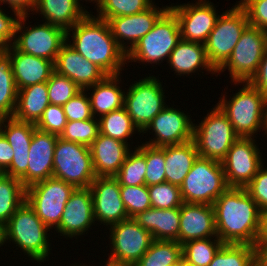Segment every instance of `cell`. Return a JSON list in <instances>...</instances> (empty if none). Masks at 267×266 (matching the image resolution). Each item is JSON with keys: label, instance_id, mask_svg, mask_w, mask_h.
I'll return each instance as SVG.
<instances>
[{"label": "cell", "instance_id": "6da1fadb", "mask_svg": "<svg viewBox=\"0 0 267 266\" xmlns=\"http://www.w3.org/2000/svg\"><path fill=\"white\" fill-rule=\"evenodd\" d=\"M213 208L216 232L224 244L257 245L260 209L245 188L229 187Z\"/></svg>", "mask_w": 267, "mask_h": 266}, {"label": "cell", "instance_id": "7a4b0ae2", "mask_svg": "<svg viewBox=\"0 0 267 266\" xmlns=\"http://www.w3.org/2000/svg\"><path fill=\"white\" fill-rule=\"evenodd\" d=\"M71 36L72 44L69 41ZM66 41L107 76L120 75L122 67L127 64L126 53L117 45L108 21L90 13L66 32Z\"/></svg>", "mask_w": 267, "mask_h": 266}, {"label": "cell", "instance_id": "3957f363", "mask_svg": "<svg viewBox=\"0 0 267 266\" xmlns=\"http://www.w3.org/2000/svg\"><path fill=\"white\" fill-rule=\"evenodd\" d=\"M239 83H244V87L233 94L231 100L222 95L216 105L240 137H256L254 134L264 129L267 97L249 82H234L235 86Z\"/></svg>", "mask_w": 267, "mask_h": 266}, {"label": "cell", "instance_id": "277c9868", "mask_svg": "<svg viewBox=\"0 0 267 266\" xmlns=\"http://www.w3.org/2000/svg\"><path fill=\"white\" fill-rule=\"evenodd\" d=\"M50 229L25 201L4 225V242L12 241L32 260L44 262L50 254Z\"/></svg>", "mask_w": 267, "mask_h": 266}, {"label": "cell", "instance_id": "5b68a950", "mask_svg": "<svg viewBox=\"0 0 267 266\" xmlns=\"http://www.w3.org/2000/svg\"><path fill=\"white\" fill-rule=\"evenodd\" d=\"M181 40L179 22L168 9L136 45L126 54V62H142L156 65L168 61L170 53ZM161 61V62H160Z\"/></svg>", "mask_w": 267, "mask_h": 266}, {"label": "cell", "instance_id": "8992f818", "mask_svg": "<svg viewBox=\"0 0 267 266\" xmlns=\"http://www.w3.org/2000/svg\"><path fill=\"white\" fill-rule=\"evenodd\" d=\"M179 188L184 203L213 205L229 186L221 162L198 156Z\"/></svg>", "mask_w": 267, "mask_h": 266}, {"label": "cell", "instance_id": "52a82bcc", "mask_svg": "<svg viewBox=\"0 0 267 266\" xmlns=\"http://www.w3.org/2000/svg\"><path fill=\"white\" fill-rule=\"evenodd\" d=\"M214 106L199 125L194 124L193 140L199 156L221 162L240 136L227 116Z\"/></svg>", "mask_w": 267, "mask_h": 266}, {"label": "cell", "instance_id": "ba28073f", "mask_svg": "<svg viewBox=\"0 0 267 266\" xmlns=\"http://www.w3.org/2000/svg\"><path fill=\"white\" fill-rule=\"evenodd\" d=\"M223 12L205 42L210 64L218 71L231 56L245 28L249 25L245 10L239 5Z\"/></svg>", "mask_w": 267, "mask_h": 266}, {"label": "cell", "instance_id": "9c48e42d", "mask_svg": "<svg viewBox=\"0 0 267 266\" xmlns=\"http://www.w3.org/2000/svg\"><path fill=\"white\" fill-rule=\"evenodd\" d=\"M53 177L76 188H88L97 177L94 172L90 148L58 137L54 150Z\"/></svg>", "mask_w": 267, "mask_h": 266}, {"label": "cell", "instance_id": "30bf717a", "mask_svg": "<svg viewBox=\"0 0 267 266\" xmlns=\"http://www.w3.org/2000/svg\"><path fill=\"white\" fill-rule=\"evenodd\" d=\"M75 189L74 185L52 176L26 188V202L49 229H55Z\"/></svg>", "mask_w": 267, "mask_h": 266}, {"label": "cell", "instance_id": "8fae6325", "mask_svg": "<svg viewBox=\"0 0 267 266\" xmlns=\"http://www.w3.org/2000/svg\"><path fill=\"white\" fill-rule=\"evenodd\" d=\"M111 232V253L106 263L116 266H133L154 241L152 234L128 218L108 227Z\"/></svg>", "mask_w": 267, "mask_h": 266}, {"label": "cell", "instance_id": "7c38bea8", "mask_svg": "<svg viewBox=\"0 0 267 266\" xmlns=\"http://www.w3.org/2000/svg\"><path fill=\"white\" fill-rule=\"evenodd\" d=\"M27 17L29 16H19L11 45L18 51L55 63L61 46L66 42V32L45 22L37 26L25 27ZM18 33L20 35H17Z\"/></svg>", "mask_w": 267, "mask_h": 266}, {"label": "cell", "instance_id": "4fadbf2b", "mask_svg": "<svg viewBox=\"0 0 267 266\" xmlns=\"http://www.w3.org/2000/svg\"><path fill=\"white\" fill-rule=\"evenodd\" d=\"M267 47V31L248 25L226 63L217 71L228 69L232 82H248L256 73Z\"/></svg>", "mask_w": 267, "mask_h": 266}, {"label": "cell", "instance_id": "5bb4252c", "mask_svg": "<svg viewBox=\"0 0 267 266\" xmlns=\"http://www.w3.org/2000/svg\"><path fill=\"white\" fill-rule=\"evenodd\" d=\"M135 82L125 93L124 108L142 133L152 119L168 105L159 79L149 75Z\"/></svg>", "mask_w": 267, "mask_h": 266}, {"label": "cell", "instance_id": "9a60e30c", "mask_svg": "<svg viewBox=\"0 0 267 266\" xmlns=\"http://www.w3.org/2000/svg\"><path fill=\"white\" fill-rule=\"evenodd\" d=\"M254 137H239L221 161L227 185L245 188L264 164Z\"/></svg>", "mask_w": 267, "mask_h": 266}, {"label": "cell", "instance_id": "2e32d148", "mask_svg": "<svg viewBox=\"0 0 267 266\" xmlns=\"http://www.w3.org/2000/svg\"><path fill=\"white\" fill-rule=\"evenodd\" d=\"M180 27L181 39L205 44L220 15L212 2L197 0L196 3L170 5Z\"/></svg>", "mask_w": 267, "mask_h": 266}, {"label": "cell", "instance_id": "e0dca14e", "mask_svg": "<svg viewBox=\"0 0 267 266\" xmlns=\"http://www.w3.org/2000/svg\"><path fill=\"white\" fill-rule=\"evenodd\" d=\"M179 109L166 106L142 132H154L155 138L146 141V144L155 147H164L186 143L193 139L194 123Z\"/></svg>", "mask_w": 267, "mask_h": 266}, {"label": "cell", "instance_id": "ac0fdd59", "mask_svg": "<svg viewBox=\"0 0 267 266\" xmlns=\"http://www.w3.org/2000/svg\"><path fill=\"white\" fill-rule=\"evenodd\" d=\"M89 188L95 221L110 227L129 218L121 199L120 184L114 177H96Z\"/></svg>", "mask_w": 267, "mask_h": 266}, {"label": "cell", "instance_id": "d6986e66", "mask_svg": "<svg viewBox=\"0 0 267 266\" xmlns=\"http://www.w3.org/2000/svg\"><path fill=\"white\" fill-rule=\"evenodd\" d=\"M159 8V6L153 3L149 8L140 13L113 17L108 20L117 45L126 54L153 28L157 20L169 9V6Z\"/></svg>", "mask_w": 267, "mask_h": 266}, {"label": "cell", "instance_id": "ffe728a7", "mask_svg": "<svg viewBox=\"0 0 267 266\" xmlns=\"http://www.w3.org/2000/svg\"><path fill=\"white\" fill-rule=\"evenodd\" d=\"M92 224H95V219L91 190L89 187L76 188L65 204L61 221L55 230L60 236L73 238L85 234Z\"/></svg>", "mask_w": 267, "mask_h": 266}, {"label": "cell", "instance_id": "44dd1931", "mask_svg": "<svg viewBox=\"0 0 267 266\" xmlns=\"http://www.w3.org/2000/svg\"><path fill=\"white\" fill-rule=\"evenodd\" d=\"M35 129V123L20 121L14 117L1 119L0 132L14 152L12 163L4 174L20 179L27 172L29 148Z\"/></svg>", "mask_w": 267, "mask_h": 266}, {"label": "cell", "instance_id": "7402d4cb", "mask_svg": "<svg viewBox=\"0 0 267 266\" xmlns=\"http://www.w3.org/2000/svg\"><path fill=\"white\" fill-rule=\"evenodd\" d=\"M59 136L35 129L29 148L27 172L20 178L23 186H29L52 177L56 141Z\"/></svg>", "mask_w": 267, "mask_h": 266}, {"label": "cell", "instance_id": "603a6c76", "mask_svg": "<svg viewBox=\"0 0 267 266\" xmlns=\"http://www.w3.org/2000/svg\"><path fill=\"white\" fill-rule=\"evenodd\" d=\"M54 67L57 73L71 79L81 90L101 82L107 76L98 66L75 51L67 41L61 46Z\"/></svg>", "mask_w": 267, "mask_h": 266}, {"label": "cell", "instance_id": "cb8c5ba5", "mask_svg": "<svg viewBox=\"0 0 267 266\" xmlns=\"http://www.w3.org/2000/svg\"><path fill=\"white\" fill-rule=\"evenodd\" d=\"M218 237L213 205L183 203L180 207L178 242Z\"/></svg>", "mask_w": 267, "mask_h": 266}, {"label": "cell", "instance_id": "d4e9b609", "mask_svg": "<svg viewBox=\"0 0 267 266\" xmlns=\"http://www.w3.org/2000/svg\"><path fill=\"white\" fill-rule=\"evenodd\" d=\"M4 55L10 62L17 90L47 82L55 71L54 62L18 51L12 45Z\"/></svg>", "mask_w": 267, "mask_h": 266}, {"label": "cell", "instance_id": "484cf974", "mask_svg": "<svg viewBox=\"0 0 267 266\" xmlns=\"http://www.w3.org/2000/svg\"><path fill=\"white\" fill-rule=\"evenodd\" d=\"M89 148L97 177H114L131 151L130 145L100 133Z\"/></svg>", "mask_w": 267, "mask_h": 266}, {"label": "cell", "instance_id": "4316f807", "mask_svg": "<svg viewBox=\"0 0 267 266\" xmlns=\"http://www.w3.org/2000/svg\"><path fill=\"white\" fill-rule=\"evenodd\" d=\"M133 219L152 234L154 240L178 242L180 207L170 209L149 208L138 213Z\"/></svg>", "mask_w": 267, "mask_h": 266}, {"label": "cell", "instance_id": "83f0119b", "mask_svg": "<svg viewBox=\"0 0 267 266\" xmlns=\"http://www.w3.org/2000/svg\"><path fill=\"white\" fill-rule=\"evenodd\" d=\"M168 63V66H171L176 75L180 77L186 74V76H190L191 73L194 74V72H198V69L201 68L202 70L206 69L209 73H217L208 60L204 44L182 39L170 53Z\"/></svg>", "mask_w": 267, "mask_h": 266}, {"label": "cell", "instance_id": "f1b7e54d", "mask_svg": "<svg viewBox=\"0 0 267 266\" xmlns=\"http://www.w3.org/2000/svg\"><path fill=\"white\" fill-rule=\"evenodd\" d=\"M34 11L41 12L45 23L59 27L65 32L89 13L78 0H37Z\"/></svg>", "mask_w": 267, "mask_h": 266}, {"label": "cell", "instance_id": "f546056e", "mask_svg": "<svg viewBox=\"0 0 267 266\" xmlns=\"http://www.w3.org/2000/svg\"><path fill=\"white\" fill-rule=\"evenodd\" d=\"M120 76L122 75L106 76L101 82L85 89L86 91L93 89L89 99L95 118L124 107L125 92L118 86L119 81H122L119 80Z\"/></svg>", "mask_w": 267, "mask_h": 266}, {"label": "cell", "instance_id": "4dcf8cb0", "mask_svg": "<svg viewBox=\"0 0 267 266\" xmlns=\"http://www.w3.org/2000/svg\"><path fill=\"white\" fill-rule=\"evenodd\" d=\"M198 156L193 139L186 143L165 146L166 182L180 187Z\"/></svg>", "mask_w": 267, "mask_h": 266}, {"label": "cell", "instance_id": "1f68e13d", "mask_svg": "<svg viewBox=\"0 0 267 266\" xmlns=\"http://www.w3.org/2000/svg\"><path fill=\"white\" fill-rule=\"evenodd\" d=\"M49 104L47 82L25 87L18 90L13 117L20 121L36 123Z\"/></svg>", "mask_w": 267, "mask_h": 266}, {"label": "cell", "instance_id": "d6a6232c", "mask_svg": "<svg viewBox=\"0 0 267 266\" xmlns=\"http://www.w3.org/2000/svg\"><path fill=\"white\" fill-rule=\"evenodd\" d=\"M26 201V188L18 178L0 176V223L4 226Z\"/></svg>", "mask_w": 267, "mask_h": 266}, {"label": "cell", "instance_id": "836d02e7", "mask_svg": "<svg viewBox=\"0 0 267 266\" xmlns=\"http://www.w3.org/2000/svg\"><path fill=\"white\" fill-rule=\"evenodd\" d=\"M182 258V245L173 240H154L133 266H175Z\"/></svg>", "mask_w": 267, "mask_h": 266}, {"label": "cell", "instance_id": "e575fe53", "mask_svg": "<svg viewBox=\"0 0 267 266\" xmlns=\"http://www.w3.org/2000/svg\"><path fill=\"white\" fill-rule=\"evenodd\" d=\"M98 120L100 134L122 141L128 145V138L132 137L135 131H138L139 135L141 134L124 107L111 111L98 118Z\"/></svg>", "mask_w": 267, "mask_h": 266}, {"label": "cell", "instance_id": "d590c367", "mask_svg": "<svg viewBox=\"0 0 267 266\" xmlns=\"http://www.w3.org/2000/svg\"><path fill=\"white\" fill-rule=\"evenodd\" d=\"M130 151L114 178L120 186H140L145 185L146 160L145 143L133 148Z\"/></svg>", "mask_w": 267, "mask_h": 266}, {"label": "cell", "instance_id": "8d00e7d4", "mask_svg": "<svg viewBox=\"0 0 267 266\" xmlns=\"http://www.w3.org/2000/svg\"><path fill=\"white\" fill-rule=\"evenodd\" d=\"M256 246L249 244H223L208 266H254Z\"/></svg>", "mask_w": 267, "mask_h": 266}, {"label": "cell", "instance_id": "74e56055", "mask_svg": "<svg viewBox=\"0 0 267 266\" xmlns=\"http://www.w3.org/2000/svg\"><path fill=\"white\" fill-rule=\"evenodd\" d=\"M18 90L8 58L0 56V116L13 117L17 105Z\"/></svg>", "mask_w": 267, "mask_h": 266}, {"label": "cell", "instance_id": "f35d334b", "mask_svg": "<svg viewBox=\"0 0 267 266\" xmlns=\"http://www.w3.org/2000/svg\"><path fill=\"white\" fill-rule=\"evenodd\" d=\"M189 240L182 244V257L196 266H208L224 244L219 237ZM213 239V240H211Z\"/></svg>", "mask_w": 267, "mask_h": 266}, {"label": "cell", "instance_id": "ab89813d", "mask_svg": "<svg viewBox=\"0 0 267 266\" xmlns=\"http://www.w3.org/2000/svg\"><path fill=\"white\" fill-rule=\"evenodd\" d=\"M153 0H103L97 9V18L108 21L110 18L129 16L149 8Z\"/></svg>", "mask_w": 267, "mask_h": 266}, {"label": "cell", "instance_id": "60d3db41", "mask_svg": "<svg viewBox=\"0 0 267 266\" xmlns=\"http://www.w3.org/2000/svg\"><path fill=\"white\" fill-rule=\"evenodd\" d=\"M100 133L99 120L95 117L89 120L67 121L60 138L66 141L90 146Z\"/></svg>", "mask_w": 267, "mask_h": 266}, {"label": "cell", "instance_id": "b9f144b4", "mask_svg": "<svg viewBox=\"0 0 267 266\" xmlns=\"http://www.w3.org/2000/svg\"><path fill=\"white\" fill-rule=\"evenodd\" d=\"M152 208H179L184 203L179 186L168 182L147 187Z\"/></svg>", "mask_w": 267, "mask_h": 266}, {"label": "cell", "instance_id": "7bdbcfd3", "mask_svg": "<svg viewBox=\"0 0 267 266\" xmlns=\"http://www.w3.org/2000/svg\"><path fill=\"white\" fill-rule=\"evenodd\" d=\"M47 88L50 104L58 106H63L81 91V88L76 83L56 71L47 81Z\"/></svg>", "mask_w": 267, "mask_h": 266}, {"label": "cell", "instance_id": "ee69618b", "mask_svg": "<svg viewBox=\"0 0 267 266\" xmlns=\"http://www.w3.org/2000/svg\"><path fill=\"white\" fill-rule=\"evenodd\" d=\"M146 174L145 185L151 186L166 182L165 146L155 147L145 143Z\"/></svg>", "mask_w": 267, "mask_h": 266}, {"label": "cell", "instance_id": "f6af8a7d", "mask_svg": "<svg viewBox=\"0 0 267 266\" xmlns=\"http://www.w3.org/2000/svg\"><path fill=\"white\" fill-rule=\"evenodd\" d=\"M120 193L129 218L152 207L146 185L120 186Z\"/></svg>", "mask_w": 267, "mask_h": 266}, {"label": "cell", "instance_id": "bcb514c9", "mask_svg": "<svg viewBox=\"0 0 267 266\" xmlns=\"http://www.w3.org/2000/svg\"><path fill=\"white\" fill-rule=\"evenodd\" d=\"M67 124L63 106L49 104L35 123L37 129L60 136Z\"/></svg>", "mask_w": 267, "mask_h": 266}, {"label": "cell", "instance_id": "7dc6e473", "mask_svg": "<svg viewBox=\"0 0 267 266\" xmlns=\"http://www.w3.org/2000/svg\"><path fill=\"white\" fill-rule=\"evenodd\" d=\"M86 90H81L63 105L67 121L89 120L93 118L90 99Z\"/></svg>", "mask_w": 267, "mask_h": 266}, {"label": "cell", "instance_id": "c3c4849f", "mask_svg": "<svg viewBox=\"0 0 267 266\" xmlns=\"http://www.w3.org/2000/svg\"><path fill=\"white\" fill-rule=\"evenodd\" d=\"M237 3L245 10L249 25L267 31V0H240Z\"/></svg>", "mask_w": 267, "mask_h": 266}, {"label": "cell", "instance_id": "681fc988", "mask_svg": "<svg viewBox=\"0 0 267 266\" xmlns=\"http://www.w3.org/2000/svg\"><path fill=\"white\" fill-rule=\"evenodd\" d=\"M257 203L260 211L267 209V167L262 165L254 178L245 187Z\"/></svg>", "mask_w": 267, "mask_h": 266}, {"label": "cell", "instance_id": "f907efd6", "mask_svg": "<svg viewBox=\"0 0 267 266\" xmlns=\"http://www.w3.org/2000/svg\"><path fill=\"white\" fill-rule=\"evenodd\" d=\"M18 18L19 15L9 16L0 8V56H3L13 43Z\"/></svg>", "mask_w": 267, "mask_h": 266}, {"label": "cell", "instance_id": "816d5d0a", "mask_svg": "<svg viewBox=\"0 0 267 266\" xmlns=\"http://www.w3.org/2000/svg\"><path fill=\"white\" fill-rule=\"evenodd\" d=\"M253 87L267 97V47L258 65L256 73L248 81Z\"/></svg>", "mask_w": 267, "mask_h": 266}, {"label": "cell", "instance_id": "f5cc1de1", "mask_svg": "<svg viewBox=\"0 0 267 266\" xmlns=\"http://www.w3.org/2000/svg\"><path fill=\"white\" fill-rule=\"evenodd\" d=\"M9 5L14 15H29L28 12H34L37 0H0L1 4Z\"/></svg>", "mask_w": 267, "mask_h": 266}, {"label": "cell", "instance_id": "db71d44e", "mask_svg": "<svg viewBox=\"0 0 267 266\" xmlns=\"http://www.w3.org/2000/svg\"><path fill=\"white\" fill-rule=\"evenodd\" d=\"M13 156V149L11 148L4 135L0 132V169L3 173L11 165Z\"/></svg>", "mask_w": 267, "mask_h": 266}, {"label": "cell", "instance_id": "11a10c76", "mask_svg": "<svg viewBox=\"0 0 267 266\" xmlns=\"http://www.w3.org/2000/svg\"><path fill=\"white\" fill-rule=\"evenodd\" d=\"M267 242V209L260 211V227L257 244Z\"/></svg>", "mask_w": 267, "mask_h": 266}, {"label": "cell", "instance_id": "9f6ffc18", "mask_svg": "<svg viewBox=\"0 0 267 266\" xmlns=\"http://www.w3.org/2000/svg\"><path fill=\"white\" fill-rule=\"evenodd\" d=\"M256 263L267 266V242L256 245Z\"/></svg>", "mask_w": 267, "mask_h": 266}, {"label": "cell", "instance_id": "6f0895ef", "mask_svg": "<svg viewBox=\"0 0 267 266\" xmlns=\"http://www.w3.org/2000/svg\"><path fill=\"white\" fill-rule=\"evenodd\" d=\"M4 226L0 223V247L4 245Z\"/></svg>", "mask_w": 267, "mask_h": 266}, {"label": "cell", "instance_id": "680465c9", "mask_svg": "<svg viewBox=\"0 0 267 266\" xmlns=\"http://www.w3.org/2000/svg\"><path fill=\"white\" fill-rule=\"evenodd\" d=\"M178 266H196L195 264H192L190 262H188L187 260H185L183 257L181 258V260L179 261Z\"/></svg>", "mask_w": 267, "mask_h": 266}, {"label": "cell", "instance_id": "91938a15", "mask_svg": "<svg viewBox=\"0 0 267 266\" xmlns=\"http://www.w3.org/2000/svg\"><path fill=\"white\" fill-rule=\"evenodd\" d=\"M265 135L267 137V100H266V109H265V120H264V129Z\"/></svg>", "mask_w": 267, "mask_h": 266}, {"label": "cell", "instance_id": "94428289", "mask_svg": "<svg viewBox=\"0 0 267 266\" xmlns=\"http://www.w3.org/2000/svg\"><path fill=\"white\" fill-rule=\"evenodd\" d=\"M83 1H84V0H83ZM85 1H86V2H87V1H89V2H90V1L92 2V1H93L94 3L96 2V6L98 7V6L102 3L103 0H85ZM78 2L80 3V0H78Z\"/></svg>", "mask_w": 267, "mask_h": 266}, {"label": "cell", "instance_id": "6125c7cd", "mask_svg": "<svg viewBox=\"0 0 267 266\" xmlns=\"http://www.w3.org/2000/svg\"><path fill=\"white\" fill-rule=\"evenodd\" d=\"M104 266H116V265H112V264L106 263Z\"/></svg>", "mask_w": 267, "mask_h": 266}]
</instances>
